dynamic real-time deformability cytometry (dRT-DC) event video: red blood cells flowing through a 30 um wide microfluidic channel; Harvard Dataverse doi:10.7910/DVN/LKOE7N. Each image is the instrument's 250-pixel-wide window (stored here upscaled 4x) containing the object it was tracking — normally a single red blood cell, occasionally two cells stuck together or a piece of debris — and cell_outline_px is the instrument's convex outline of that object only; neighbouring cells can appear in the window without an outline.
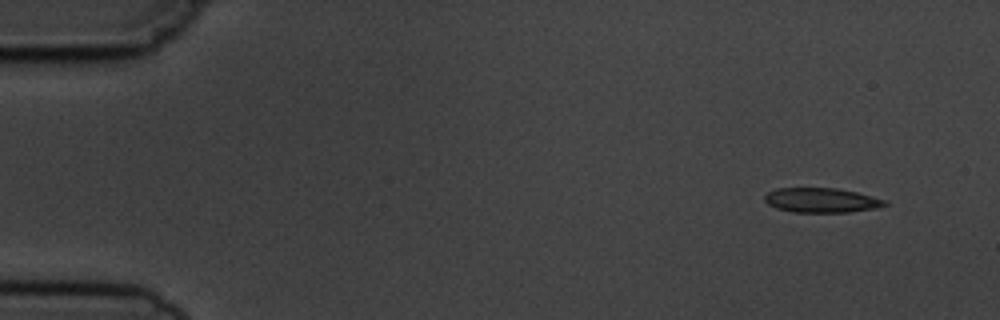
{"species": "common noctule bat (a hibernating species)", "species_latin": "Nyctalus noctula", "temperature_condition": "cold", "stored_images_in_passage": 3, "camera_frame_rate_fps": 3000, "um_per_image_px": 0.085, "animal": {"sex": "male", "body_mass_g": 19.5, "forearm_length_mm": 54.6}, "frame": {"image": 1, "passage_image": 1, "time_ms": 0.0, "image_size_px": [1000, 320], "cell_outline_px": [[888, 204], [876, 208], [848, 212], [792, 212], [776, 208], [768, 204], [764, 200], [764, 196], [768, 192], [776, 188], [836, 188], [856, 192], [872, 196], [884, 200]], "centroid_in_image_um": [69.78, 17.02], "position_along_channel_um": 15.2, "area_um2": 17.17}}